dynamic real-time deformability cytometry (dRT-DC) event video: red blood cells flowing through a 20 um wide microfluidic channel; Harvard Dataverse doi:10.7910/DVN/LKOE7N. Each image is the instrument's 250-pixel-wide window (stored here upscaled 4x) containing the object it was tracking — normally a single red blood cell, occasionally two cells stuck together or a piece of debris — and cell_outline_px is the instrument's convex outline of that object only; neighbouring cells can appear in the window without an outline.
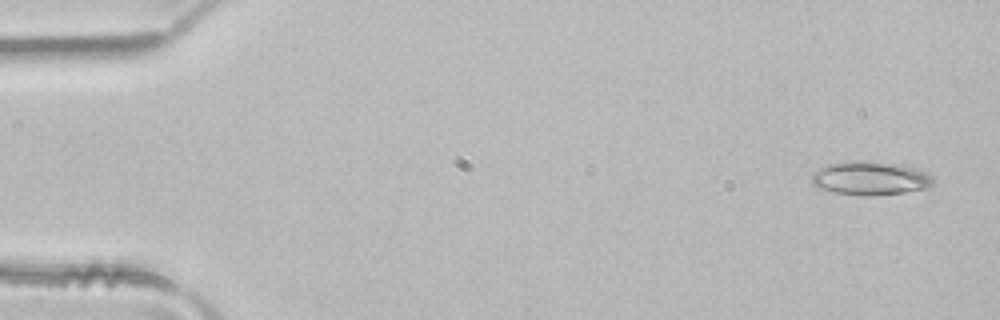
{"species": "common noctule bat (a hibernating species)", "species_latin": "Nyctalus noctula", "temperature_condition": "room temperature", "stored_images_in_passage": 5, "camera_frame_rate_fps": 3000, "um_per_image_px": 0.085, "animal": {"sex": "male", "body_mass_g": 21.5, "forearm_length_mm": 52.0}, "frame": {"image": 1, "passage_image": 5, "time_ms": 1.333, "image_size_px": [1000, 320], "cell_outline_px": [[932, 184], [924, 188], [904, 192], [868, 196], [860, 196], [832, 192], [820, 188], [812, 184], [812, 172], [828, 164], [852, 160], [868, 160], [900, 164], [928, 172], [932, 176]], "centroid_in_image_um": [73.93, 15.14], "position_along_channel_um": 11.1, "area_um2": 23.99}}